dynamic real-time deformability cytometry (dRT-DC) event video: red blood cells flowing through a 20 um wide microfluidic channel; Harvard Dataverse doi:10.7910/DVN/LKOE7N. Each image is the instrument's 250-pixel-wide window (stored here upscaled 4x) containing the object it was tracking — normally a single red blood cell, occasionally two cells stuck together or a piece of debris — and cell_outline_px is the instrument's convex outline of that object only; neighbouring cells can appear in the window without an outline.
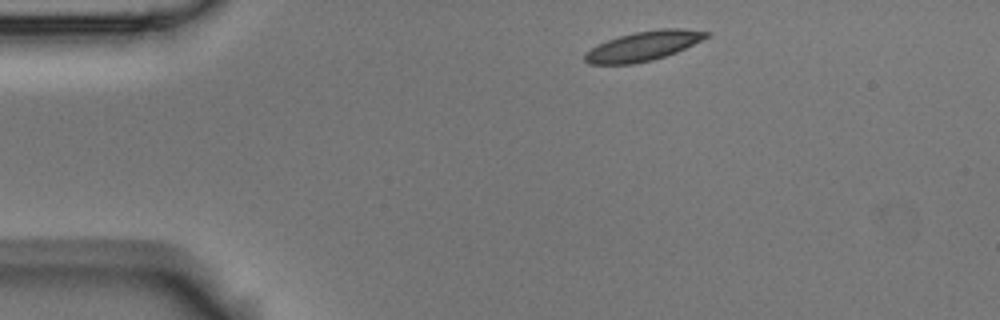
{"species": "Egyptian fruit bat (a non-hibernating species)", "species_latin": "Rousettus aegyptiacus", "temperature_condition": "room temperature", "stored_images_in_passage": 2, "camera_frame_rate_fps": 3000, "um_per_image_px": 0.085, "animal": {"sex": "male"}, "frame": {"image": 1, "passage_image": 1, "time_ms": 0.0, "image_size_px": [1000, 320], "cell_outline_px": [[708, 36], [676, 52], [652, 60], [632, 64], [588, 64], [584, 60], [584, 52], [608, 40], [620, 36], [636, 32], [660, 28], [680, 28], [708, 32]], "centroid_in_image_um": [54.64, 3.92], "position_along_channel_um": 30.4, "area_um2": 20.46}}